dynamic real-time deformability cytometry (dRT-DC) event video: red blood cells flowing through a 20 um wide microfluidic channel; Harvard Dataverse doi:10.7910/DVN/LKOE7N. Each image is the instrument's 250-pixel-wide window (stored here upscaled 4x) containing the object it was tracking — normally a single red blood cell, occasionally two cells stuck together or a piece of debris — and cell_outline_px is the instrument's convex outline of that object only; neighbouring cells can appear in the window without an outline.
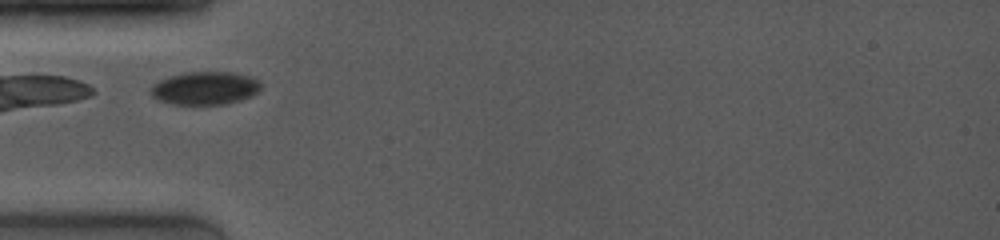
{"species": "common noctule bat (a hibernating species)", "species_latin": "Nyctalus noctula", "temperature_condition": "room temperature", "stored_images_in_passage": 20, "camera_frame_rate_fps": 4000, "um_per_image_px": 0.085, "animal": {"sex": "female", "body_mass_g": 19.0, "forearm_length_mm": 53.3}, "frame": {"image": 1, "passage_image": 1, "time_ms": 0.0, "image_size_px": [1000, 240], "cell_outline_px": [[260, 88], [252, 96], [240, 100], [224, 104], [172, 104], [156, 100], [148, 92], [152, 84], [168, 76], [188, 72], [232, 72], [248, 76], [260, 80]], "centroid_in_image_um": [17.37, 7.49], "position_along_channel_um": 67.6, "area_um2": 21.33}}
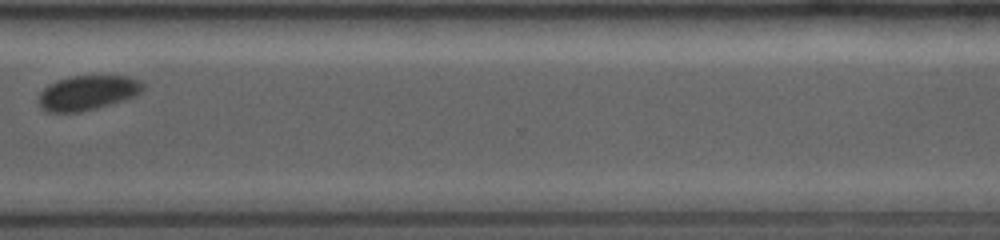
{"frame": {"image": 2, "passage_image": 17, "time_ms": 7.5, "image_size_px": [1000, 240], "cell_outline_px": [[144, 88], [136, 96], [124, 100], [96, 108], [80, 112], [48, 112], [40, 108], [40, 92], [44, 88], [56, 80], [72, 76], [132, 76], [140, 80], [144, 84]], "centroid_in_image_um": [7.47, 7.88], "position_along_channel_um": 363.1, "area_um2": 21.1}, "authors_computed_cell_mechanics": {"area_um2": 22.1952, "velocity_mm_per_s": 3.9478, "shape_relaxation_time_tau1_ms": 0.8363, "shape_relaxation_time_tau2_ms": null, "deformation_change_tau1": 0.0475, "deformation_change_tau2": null}}